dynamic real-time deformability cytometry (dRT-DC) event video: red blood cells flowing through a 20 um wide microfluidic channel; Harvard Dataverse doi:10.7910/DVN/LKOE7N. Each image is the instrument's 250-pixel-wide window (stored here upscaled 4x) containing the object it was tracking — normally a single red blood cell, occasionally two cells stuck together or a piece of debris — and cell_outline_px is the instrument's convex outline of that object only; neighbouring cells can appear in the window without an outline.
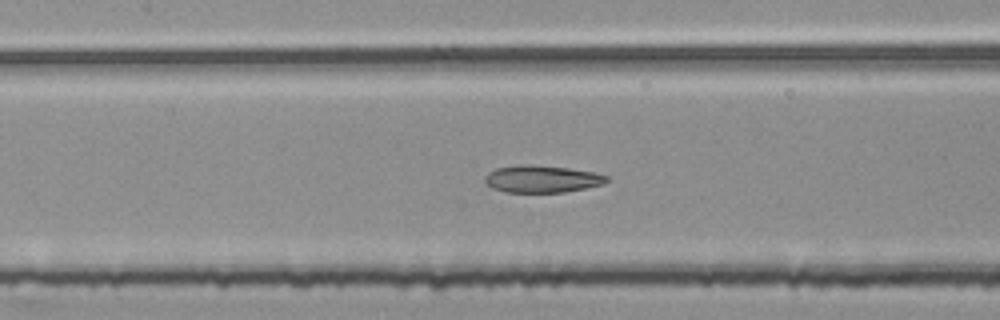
{"species": "common noctule bat (a hibernating species)", "species_latin": "Nyctalus noctula", "temperature_condition": "room temperature", "stored_images_in_passage": 53, "segment_of_instrument_passage": [2, 2], "camera_frame_rate_fps": 3000, "um_per_image_px": 0.085, "animal": {"sex": "female", "body_mass_g": 25.1}, "frame": {"image": 1, "passage_image": 24, "time_ms": 7.667, "image_size_px": [1000, 320], "cell_outline_px": [[608, 180], [604, 184], [564, 192], [504, 192], [492, 188], [484, 180], [484, 176], [488, 172], [496, 168], [524, 164], [568, 168], [592, 172], [608, 176]], "centroid_in_image_um": [46.03, 15.21], "position_along_channel_um": 161.4, "area_um2": 19.13}}
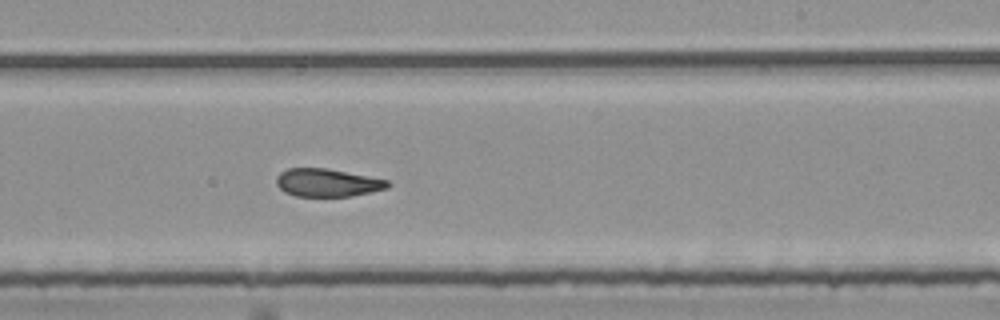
{"frame": {"image": 2, "passage_image": 32, "time_ms": 10.333, "image_size_px": [1000, 320], "cell_outline_px": [[392, 184], [388, 188], [352, 196], [296, 196], [284, 192], [276, 184], [276, 176], [280, 172], [288, 168], [328, 168], [388, 180]], "centroid_in_image_um": [27.82, 15.52], "position_along_channel_um": 261.2, "area_um2": 18.21}}
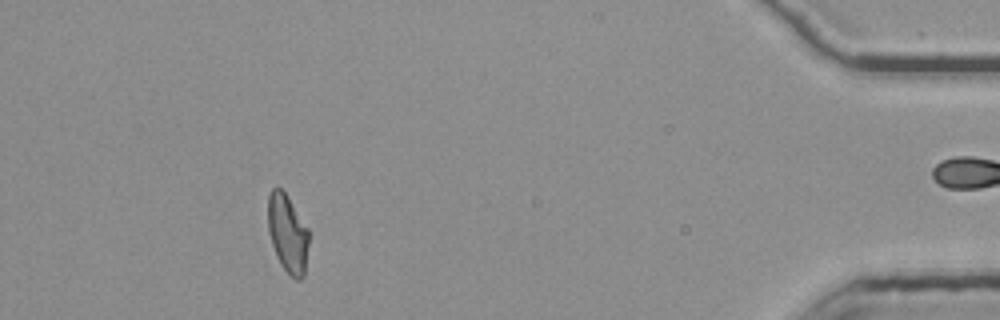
{"frame": {"image": 3, "passage_image": 49, "time_ms": 16.0, "image_size_px": [1000, 320], "cell_outline_px": [[308, 244], [304, 276], [300, 280], [296, 280], [280, 264], [276, 256], [268, 232], [268, 196], [272, 188], [280, 188], [284, 192], [308, 228]], "centroid_in_image_um": [24.44, 19.86], "position_along_channel_um": 410.8, "area_um2": 18.38}}